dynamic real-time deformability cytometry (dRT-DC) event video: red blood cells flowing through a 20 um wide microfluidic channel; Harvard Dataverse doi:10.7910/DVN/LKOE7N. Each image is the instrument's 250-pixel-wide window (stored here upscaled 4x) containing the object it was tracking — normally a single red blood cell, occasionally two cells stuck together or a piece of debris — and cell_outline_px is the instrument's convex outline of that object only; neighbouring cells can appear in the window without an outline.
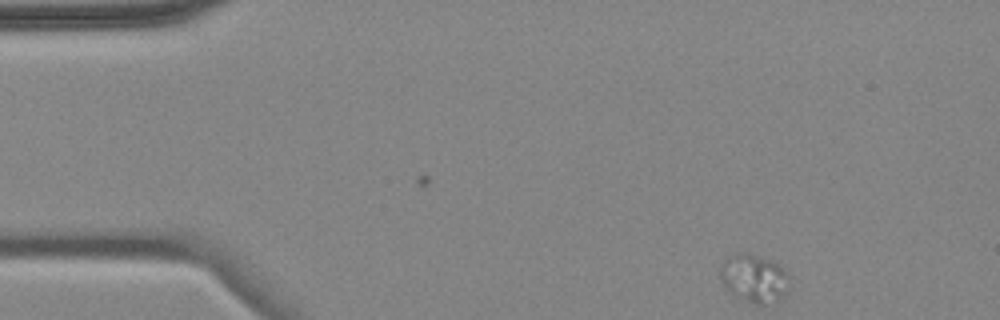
{"species": "common noctule bat (a hibernating species)", "species_latin": "Nyctalus noctula", "temperature_condition": "cold", "stored_images_in_passage": 4, "camera_frame_rate_fps": 3000, "um_per_image_px": 0.085, "animal": {"sex": "female", "body_mass_g": 18.4}, "frame": {"image": 1, "passage_image": 1, "time_ms": 0.0, "image_size_px": [1000, 320], "cell_outline_px": [[788, 292], [784, 296], [760, 304], [752, 304], [728, 292], [720, 276], [720, 268], [724, 260], [728, 256], [736, 252], [744, 252], [772, 260], [780, 264], [784, 268], [788, 276]], "centroid_in_image_um": [64.08, 23.62], "position_along_channel_um": 20.9, "area_um2": 19.36}}
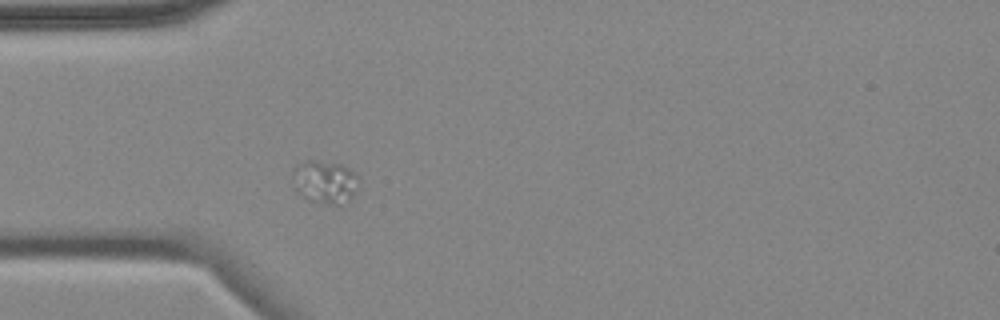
{"frame": {"image": 2, "passage_image": 4, "time_ms": 3.333, "image_size_px": [1000, 320], "cell_outline_px": [[360, 188], [348, 200], [340, 204], [332, 204], [308, 200], [296, 192], [292, 180], [292, 172], [296, 164], [304, 160], [316, 160], [340, 164], [348, 168], [360, 176]], "centroid_in_image_um": [27.62, 15.44], "position_along_channel_um": 57.4, "area_um2": 16.99}}